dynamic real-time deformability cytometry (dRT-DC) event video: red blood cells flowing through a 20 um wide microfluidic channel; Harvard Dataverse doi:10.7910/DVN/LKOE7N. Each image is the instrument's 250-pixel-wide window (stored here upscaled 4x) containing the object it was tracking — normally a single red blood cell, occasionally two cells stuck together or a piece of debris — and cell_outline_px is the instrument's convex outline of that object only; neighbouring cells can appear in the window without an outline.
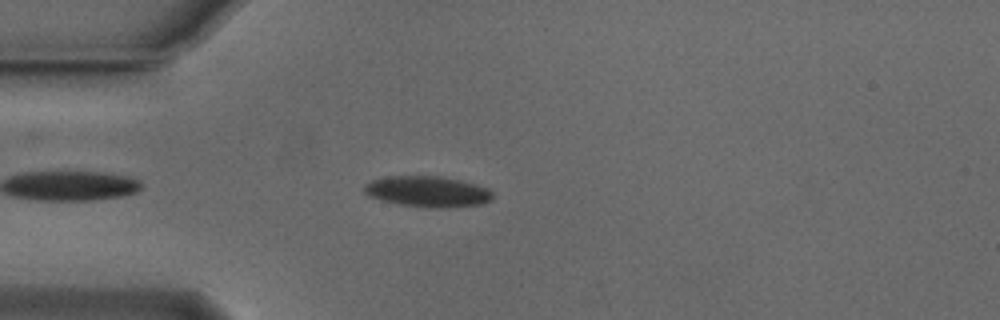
{"species": "Egyptian fruit bat (a non-hibernating species)", "species_latin": "Rousettus aegyptiacus", "temperature_condition": "cold", "stored_images_in_passage": 28, "camera_frame_rate_fps": 3000, "um_per_image_px": 0.085, "animal": {"sex": "male"}, "frame": {"image": 1, "passage_image": 4, "time_ms": 1.0, "image_size_px": [1000, 320], "cell_outline_px": [[492, 200], [480, 204], [448, 208], [424, 208], [400, 204], [380, 200], [368, 196], [364, 192], [364, 184], [372, 180], [392, 176], [436, 176], [460, 180], [488, 188], [492, 192]], "centroid_in_image_um": [36.33, 16.3], "position_along_channel_um": 48.7, "area_um2": 23.12}}
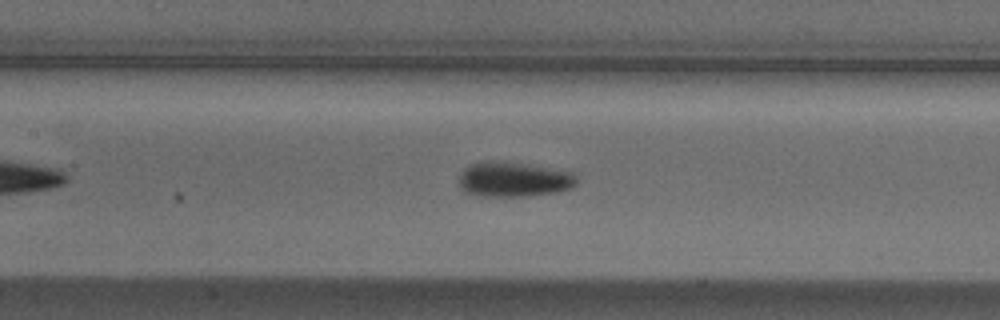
{"frame": {"image": 2, "passage_image": 14, "time_ms": 4.333, "image_size_px": [1000, 320], "cell_outline_px": [[576, 184], [572, 188], [556, 192], [528, 196], [480, 196], [464, 192], [460, 188], [460, 176], [464, 168], [472, 164], [520, 164], [568, 172], [576, 176]], "centroid_in_image_um": [43.66, 15.32], "position_along_channel_um": 163.7, "area_um2": 22.72}}
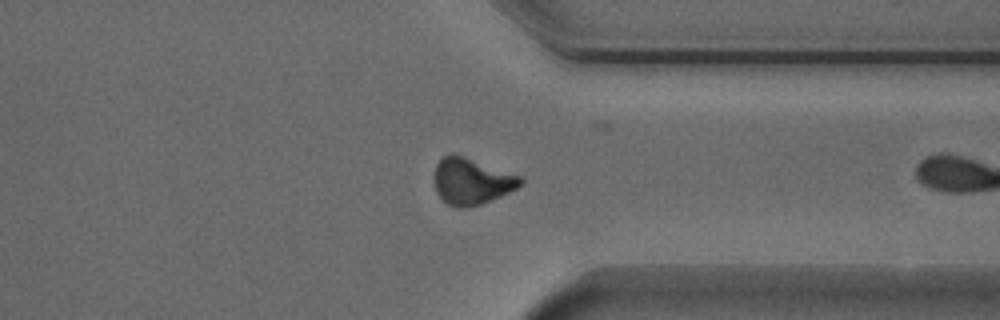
{"frame": {"image": 3, "passage_image": 27, "time_ms": 8.667, "image_size_px": [1000, 320], "cell_outline_px": [[524, 184], [500, 196], [480, 204], [468, 208], [456, 208], [448, 204], [436, 192], [436, 164], [444, 156], [452, 152], [524, 176]], "centroid_in_image_um": [40.14, 15.4], "position_along_channel_um": 371.3, "area_um2": 23.35}}